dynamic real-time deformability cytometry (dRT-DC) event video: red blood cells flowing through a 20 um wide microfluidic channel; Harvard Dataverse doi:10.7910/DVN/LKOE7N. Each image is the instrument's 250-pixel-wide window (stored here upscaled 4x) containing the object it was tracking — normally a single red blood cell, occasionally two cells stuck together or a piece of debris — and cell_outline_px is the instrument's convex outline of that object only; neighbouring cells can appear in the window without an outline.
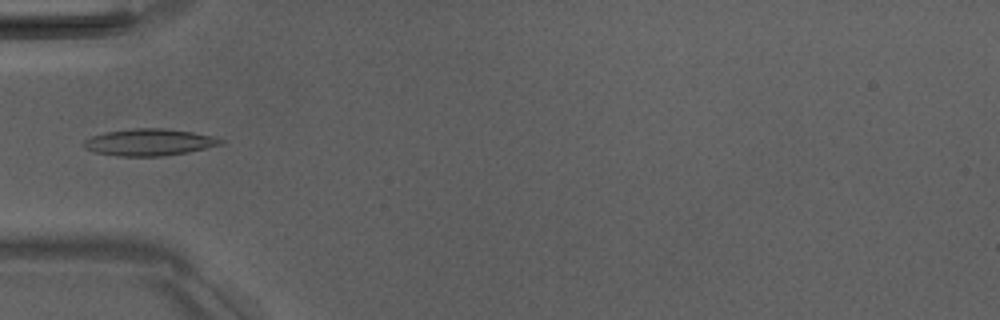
{"species": "Egyptian fruit bat (a non-hibernating species)", "species_latin": "Rousettus aegyptiacus", "temperature_condition": "room temperature", "stored_images_in_passage": 5, "camera_frame_rate_fps": 3000, "um_per_image_px": 0.085, "animal": {"sex": "male"}, "frame": {"image": 1, "passage_image": 5, "time_ms": 4.667, "image_size_px": [1000, 320], "cell_outline_px": [[224, 144], [188, 152], [164, 156], [120, 156], [92, 152], [84, 148], [84, 140], [92, 136], [104, 132], [132, 128], [164, 128], [192, 132], [212, 136], [224, 140]], "centroid_in_image_um": [12.68, 12.09], "position_along_channel_um": 72.3, "area_um2": 21.5}}